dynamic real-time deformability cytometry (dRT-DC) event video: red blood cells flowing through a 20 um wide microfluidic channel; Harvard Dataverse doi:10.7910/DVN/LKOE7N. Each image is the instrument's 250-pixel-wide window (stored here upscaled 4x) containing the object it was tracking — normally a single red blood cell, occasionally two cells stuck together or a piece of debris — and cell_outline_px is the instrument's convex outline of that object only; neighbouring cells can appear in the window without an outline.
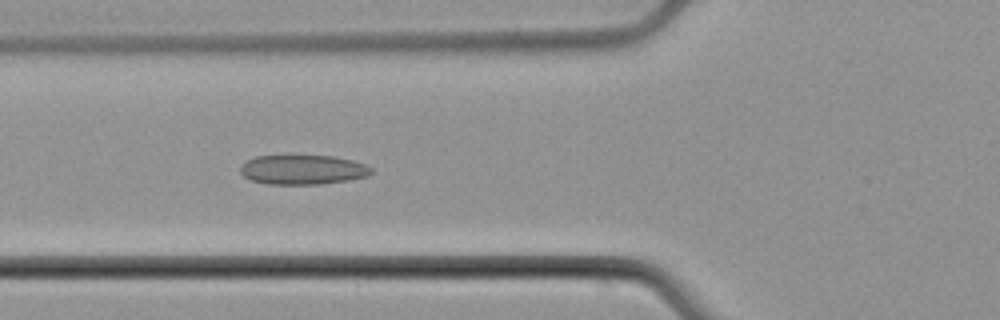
{"species": "common noctule bat (a hibernating species)", "species_latin": "Nyctalus noctula", "temperature_condition": "cold", "stored_images_in_passage": 4, "camera_frame_rate_fps": 3000, "um_per_image_px": 0.085, "animal": {"sex": "male", "body_mass_g": 21.5, "forearm_length_mm": 52.0}, "frame": {"image": 1, "passage_image": 4, "time_ms": 3.333, "image_size_px": [1000, 320], "cell_outline_px": [[372, 172], [368, 176], [348, 180], [320, 184], [268, 184], [248, 180], [240, 172], [240, 168], [248, 160], [256, 156], [332, 156], [352, 160], [364, 164], [372, 168]], "centroid_in_image_um": [25.73, 14.43], "position_along_channel_um": 100.1, "area_um2": 22.43}}